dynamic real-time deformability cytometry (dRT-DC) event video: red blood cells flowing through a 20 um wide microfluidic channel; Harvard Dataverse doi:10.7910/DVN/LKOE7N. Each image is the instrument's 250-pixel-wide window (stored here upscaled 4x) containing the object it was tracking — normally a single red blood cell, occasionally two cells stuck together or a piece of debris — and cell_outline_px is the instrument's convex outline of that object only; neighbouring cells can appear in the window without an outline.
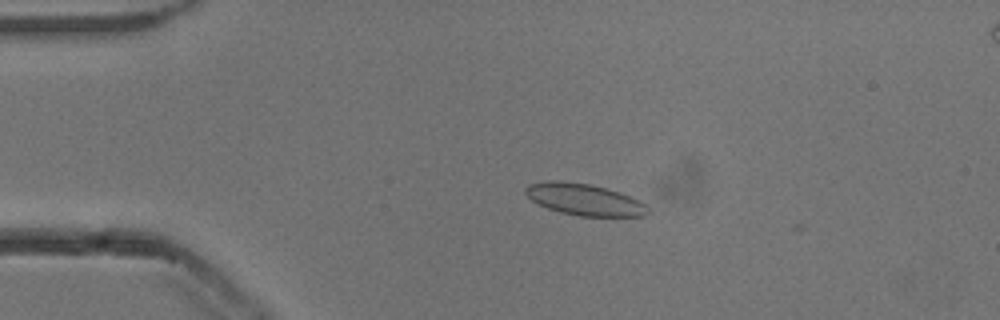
{"species": "common noctule bat (a hibernating species)", "species_latin": "Nyctalus noctula", "temperature_condition": "cold", "stored_images_in_passage": 9, "camera_frame_rate_fps": 3000, "um_per_image_px": 0.085, "animal": {"sex": "male", "body_mass_g": 13.3}, "frame": {"image": 1, "passage_image": 8, "time_ms": 2.333, "image_size_px": [1000, 320], "cell_outline_px": [[652, 212], [644, 216], [580, 216], [560, 212], [536, 204], [524, 192], [524, 188], [528, 184], [544, 180], [556, 180], [588, 184], [620, 192], [640, 200]], "centroid_in_image_um": [49.65, 16.96], "position_along_channel_um": 35.4, "area_um2": 22.66}}